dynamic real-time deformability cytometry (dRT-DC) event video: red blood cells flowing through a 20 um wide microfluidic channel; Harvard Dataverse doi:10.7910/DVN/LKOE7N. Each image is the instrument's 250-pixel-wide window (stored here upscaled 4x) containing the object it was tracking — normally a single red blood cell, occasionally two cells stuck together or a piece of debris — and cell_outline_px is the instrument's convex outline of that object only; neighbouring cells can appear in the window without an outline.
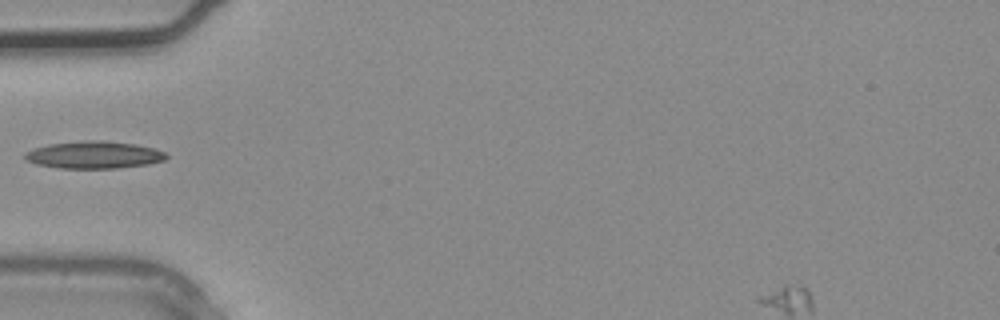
{"species": "common noctule bat (a hibernating species)", "species_latin": "Nyctalus noctula", "temperature_condition": "warm", "stored_images_in_passage": 3, "camera_frame_rate_fps": 3000, "um_per_image_px": 0.085, "animal": {"sex": "male", "body_mass_g": 20.4}, "frame": {"image": 1, "passage_image": 3, "time_ms": 0.667, "image_size_px": [1000, 320], "cell_outline_px": [[168, 156], [164, 160], [148, 164], [116, 168], [60, 168], [36, 164], [24, 160], [24, 152], [32, 148], [48, 144], [84, 140], [100, 140], [132, 144], [152, 148], [164, 152]], "centroid_in_image_um": [7.91, 13.16], "position_along_channel_um": 77.1, "area_um2": 22.43}}